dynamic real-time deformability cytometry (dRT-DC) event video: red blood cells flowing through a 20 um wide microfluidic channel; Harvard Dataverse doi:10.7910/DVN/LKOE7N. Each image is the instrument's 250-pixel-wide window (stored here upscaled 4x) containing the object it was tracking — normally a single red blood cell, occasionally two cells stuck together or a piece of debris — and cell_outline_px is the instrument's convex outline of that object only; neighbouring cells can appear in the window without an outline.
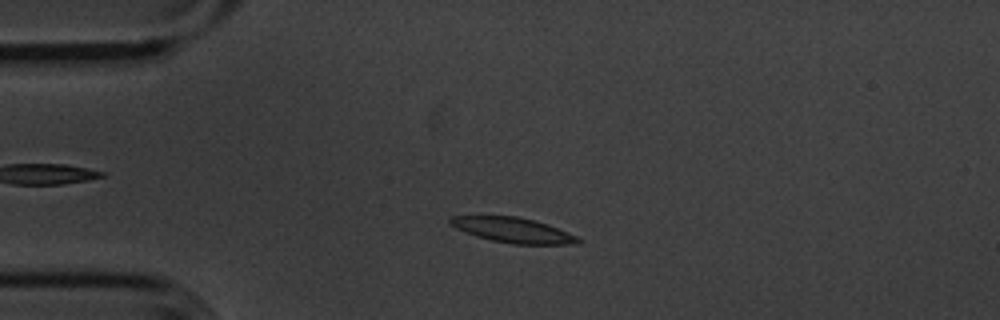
{"species": "common noctule bat (a hibernating species)", "species_latin": "Nyctalus noctula", "temperature_condition": "cold", "stored_images_in_passage": 52, "camera_frame_rate_fps": 3000, "um_per_image_px": 0.085, "animal": {"sex": "male", "body_mass_g": 20.1, "forearm_length_mm": 53.5}, "frame": {"image": 1, "passage_image": 10, "time_ms": 3.0, "image_size_px": [1000, 320], "cell_outline_px": [[584, 240], [580, 244], [512, 244], [492, 240], [476, 236], [456, 228], [448, 224], [448, 220], [452, 216], [516, 216], [548, 224], [576, 236]], "centroid_in_image_um": [43.61, 19.56], "position_along_channel_um": 41.4, "area_um2": 18.61}}
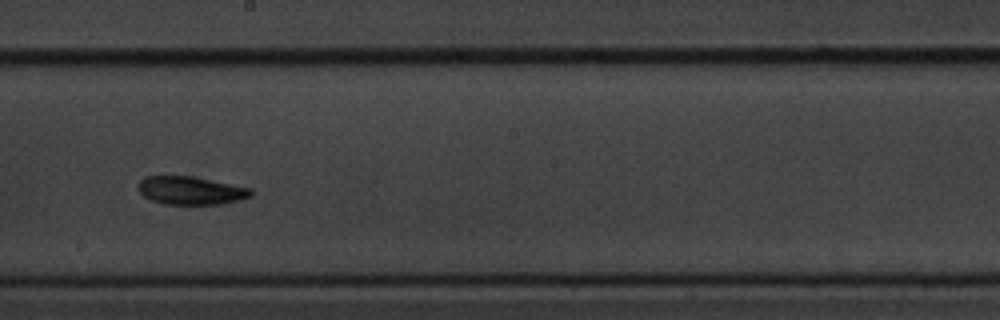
{"frame": {"image": 2, "passage_image": 28, "time_ms": 9.0, "image_size_px": [1000, 320], "cell_outline_px": [[252, 196], [240, 200], [224, 204], [164, 204], [152, 200], [144, 196], [136, 188], [136, 184], [144, 176], [192, 176], [252, 188]], "centroid_in_image_um": [16.21, 16.19], "position_along_channel_um": 232.0, "area_um2": 18.67}}
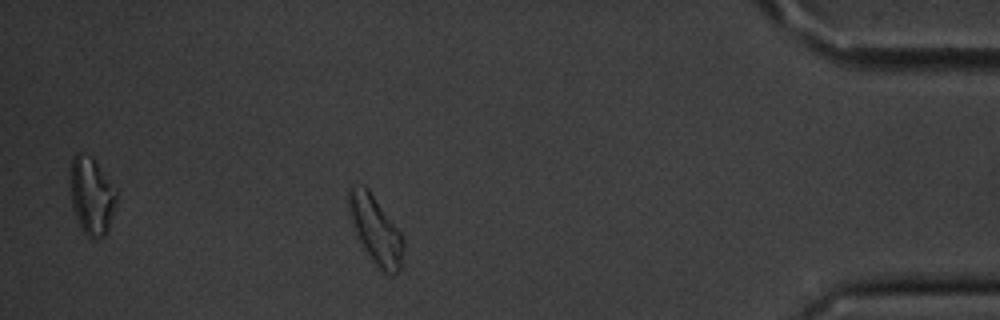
{"frame": {"image": 3, "passage_image": 46, "time_ms": 15.0, "image_size_px": [1000, 320], "cell_outline_px": [[404, 244], [400, 272], [392, 276], [384, 272], [376, 264], [364, 248], [352, 228], [348, 212], [348, 188], [352, 184], [364, 184], [368, 188], [400, 232], [404, 240]], "centroid_in_image_um": [31.9, 19.51], "position_along_channel_um": 403.3, "area_um2": 21.73}, "authors_computed_cell_mechanics": {"area_um2": 18.7272, "velocity_mm_per_s": 3.5835, "shape_relaxation_time_tau1_ms": 7.4126, "shape_relaxation_time_tau2_ms": 10.1614, "deformation_change_tau1": 0.164, "deformation_change_tau2": 0.1848}}